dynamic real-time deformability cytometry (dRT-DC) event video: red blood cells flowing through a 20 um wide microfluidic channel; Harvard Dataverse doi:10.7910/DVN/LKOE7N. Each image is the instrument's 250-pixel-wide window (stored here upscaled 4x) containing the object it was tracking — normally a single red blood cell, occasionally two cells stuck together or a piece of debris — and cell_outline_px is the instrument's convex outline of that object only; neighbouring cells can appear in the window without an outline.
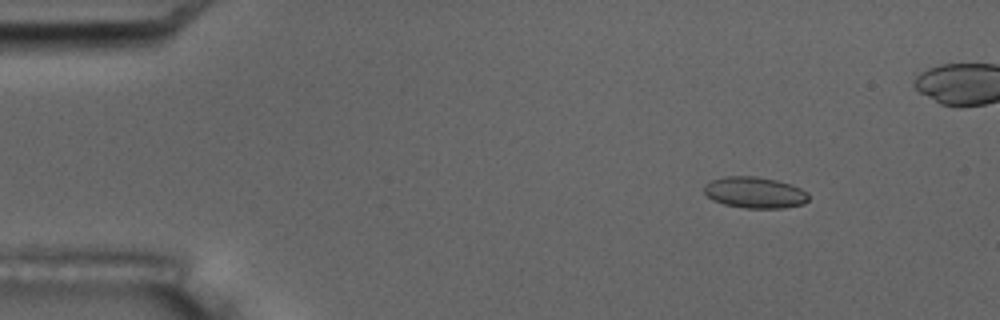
{"species": "common noctule bat (a hibernating species)", "species_latin": "Nyctalus noctula", "temperature_condition": "room temperature", "stored_images_in_passage": 6, "camera_frame_rate_fps": 3000, "um_per_image_px": 0.085, "animal": {"sex": "male", "body_mass_g": 17.5, "forearm_length_mm": 52.3}, "frame": {"image": 1, "passage_image": 3, "time_ms": 2.333, "image_size_px": [1000, 320], "cell_outline_px": [[808, 200], [804, 204], [784, 208], [744, 208], [724, 204], [712, 200], [704, 192], [704, 184], [712, 180], [724, 176], [756, 176], [776, 180], [792, 184], [808, 192]], "centroid_in_image_um": [64.16, 16.36], "position_along_channel_um": 20.8, "area_um2": 19.19}}